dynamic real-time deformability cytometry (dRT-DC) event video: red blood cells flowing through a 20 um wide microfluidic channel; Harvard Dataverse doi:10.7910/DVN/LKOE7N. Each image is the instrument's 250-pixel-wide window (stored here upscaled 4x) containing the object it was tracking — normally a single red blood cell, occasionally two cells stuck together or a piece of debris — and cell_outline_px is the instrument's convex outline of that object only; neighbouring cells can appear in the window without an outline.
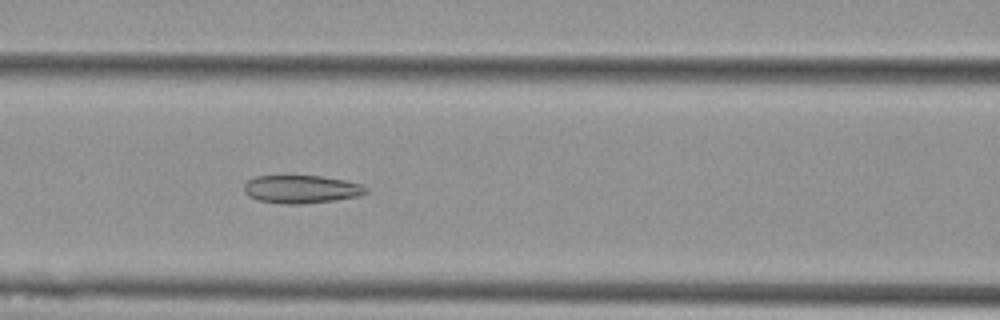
{"species": "Egyptian fruit bat (a non-hibernating species)", "species_latin": "Rousettus aegyptiacus", "temperature_condition": "cold", "stored_images_in_passage": 41, "camera_frame_rate_fps": 3000, "um_per_image_px": 0.085, "animal": {"sex": "female"}, "frame": {"image": 1, "passage_image": 10, "time_ms": 3.0, "image_size_px": [1000, 320], "cell_outline_px": [[368, 192], [360, 196], [336, 200], [300, 204], [284, 204], [260, 200], [248, 196], [244, 192], [244, 184], [248, 180], [256, 176], [320, 176], [344, 180], [360, 184], [368, 188]], "centroid_in_image_um": [25.63, 16.08], "position_along_channel_um": 141.0, "area_um2": 19.88}}
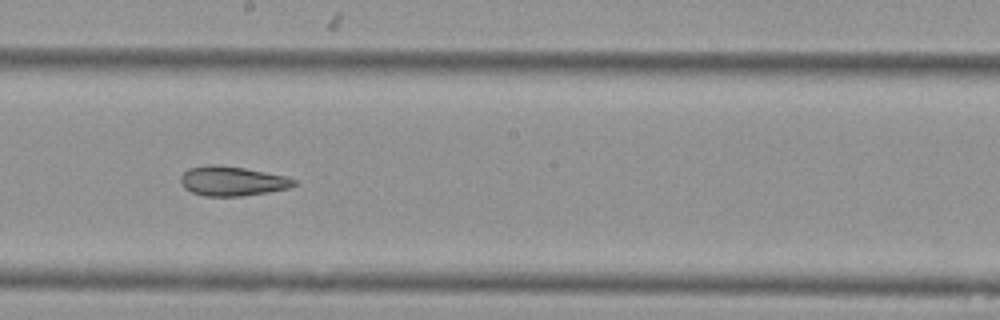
{"frame": {"image": 2, "passage_image": 17, "time_ms": 5.333, "image_size_px": [1000, 320], "cell_outline_px": [[296, 184], [292, 188], [268, 192], [240, 196], [204, 196], [192, 192], [184, 188], [180, 184], [180, 176], [188, 168], [208, 164], [216, 164], [244, 168], [284, 176], [296, 180]], "centroid_in_image_um": [19.71, 15.39], "position_along_channel_um": 228.5, "area_um2": 19.59}}
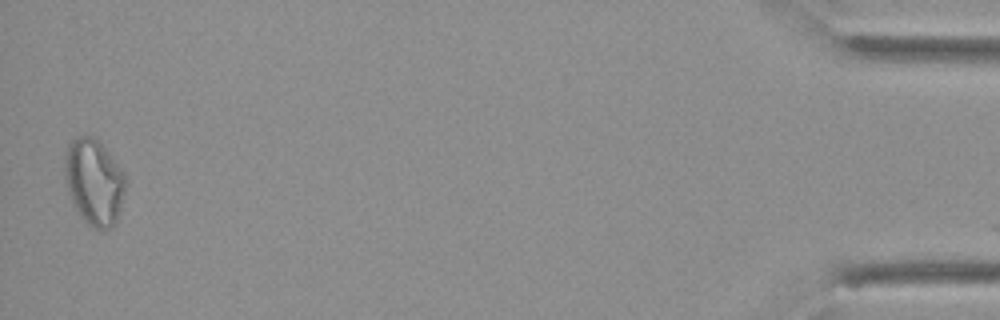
{"frame": {"image": 3, "passage_image": 40, "time_ms": 13.0, "image_size_px": [1000, 320], "cell_outline_px": [[128, 184], [116, 220], [112, 228], [100, 232], [92, 228], [80, 216], [68, 192], [64, 176], [64, 156], [68, 144], [76, 136], [92, 136], [104, 148], [124, 172]], "centroid_in_image_um": [8.0, 15.5], "position_along_channel_um": 427.2, "area_um2": 30.75}, "authors_computed_cell_mechanics": {"area_um2": 21.097, "velocity_mm_per_s": 3.772, "shape_relaxation_time_tau1_ms": null, "shape_relaxation_time_tau2_ms": 4.5015, "deformation_change_tau1": null, "deformation_change_tau2": 0.1185}}